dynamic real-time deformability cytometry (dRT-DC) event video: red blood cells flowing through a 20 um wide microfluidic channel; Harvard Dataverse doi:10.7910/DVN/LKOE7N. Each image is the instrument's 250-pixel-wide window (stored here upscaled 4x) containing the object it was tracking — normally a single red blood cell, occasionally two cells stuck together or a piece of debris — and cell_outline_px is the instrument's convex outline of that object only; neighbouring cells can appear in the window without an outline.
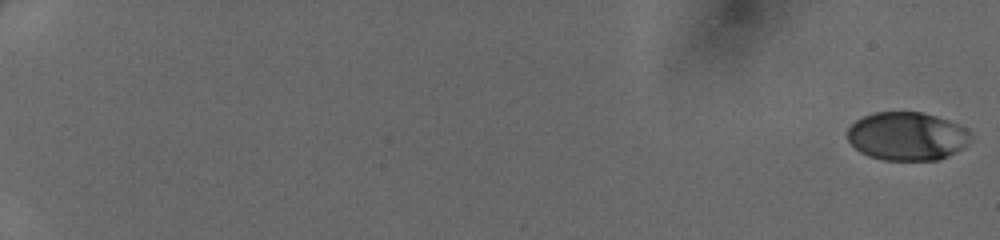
{"species": "human", "species_latin": "Homo sapiens", "temperature_condition": "cold", "stored_images_in_passage": 47, "camera_frame_rate_fps": 3000, "um_per_image_px": 0.085, "donor": {"sex": "female"}, "frame": {"image": 1, "passage_image": 1, "time_ms": 0.0, "image_size_px": [1000, 240], "cell_outline_px": [[968, 144], [964, 148], [940, 160], [884, 160], [868, 156], [860, 152], [848, 140], [848, 128], [856, 120], [864, 116], [876, 112], [920, 112], [936, 116], [948, 120], [964, 128], [968, 132]], "centroid_in_image_um": [77.08, 11.59], "position_along_channel_um": 7.9, "area_um2": 34.51}}
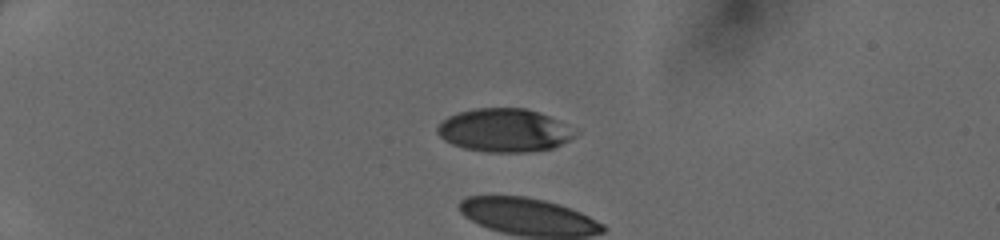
{"frame": {"image": 2, "passage_image": 15, "time_ms": 4.667, "image_size_px": [1000, 240], "cell_outline_px": [[580, 132], [576, 136], [552, 148], [528, 152], [484, 152], [464, 148], [452, 144], [444, 140], [436, 132], [436, 128], [448, 116], [460, 112], [476, 108], [524, 108], [540, 112]], "centroid_in_image_um": [42.86, 11.08], "position_along_channel_um": 42.1, "area_um2": 34.62}}
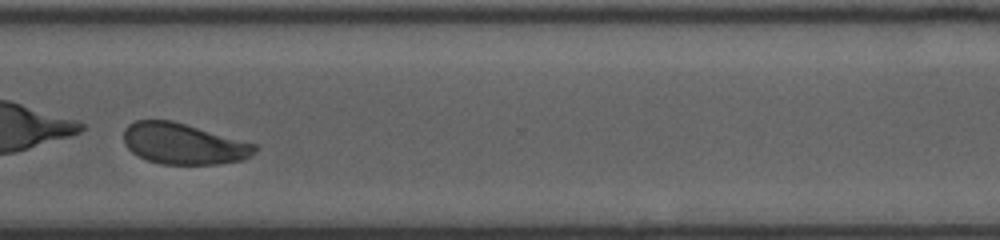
{"frame": {"image": 3, "passage_image": 42, "time_ms": 13.667, "image_size_px": [1000, 240], "cell_outline_px": [[256, 152], [244, 160], [220, 164], [160, 164], [148, 160], [132, 152], [124, 144], [124, 128], [128, 124], [136, 120], [172, 120], [256, 144]], "centroid_in_image_um": [15.59, 12.22], "position_along_channel_um": 355.0, "area_um2": 31.33}}